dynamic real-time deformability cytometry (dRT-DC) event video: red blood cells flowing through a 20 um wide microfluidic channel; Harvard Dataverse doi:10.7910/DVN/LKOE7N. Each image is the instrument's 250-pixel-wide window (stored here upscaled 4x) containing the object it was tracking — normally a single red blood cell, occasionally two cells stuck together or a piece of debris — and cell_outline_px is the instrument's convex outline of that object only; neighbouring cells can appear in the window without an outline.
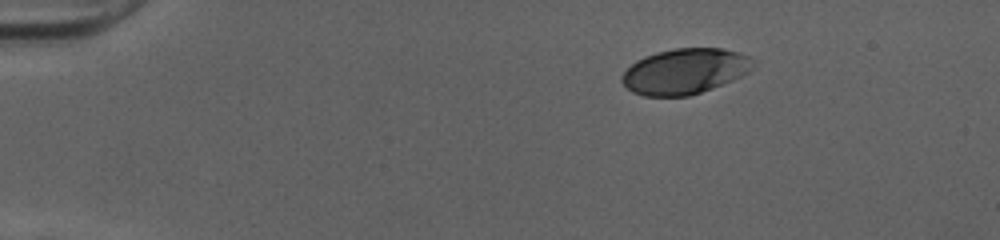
{"species": "human", "species_latin": "Homo sapiens", "temperature_condition": "cold", "stored_images_in_passage": 10, "camera_frame_rate_fps": 3000, "um_per_image_px": 0.085, "donor": {"sex": "female"}, "frame": {"image": 1, "passage_image": 1, "time_ms": 0.0, "image_size_px": [1000, 240], "cell_outline_px": [[756, 64], [748, 72], [732, 80], [712, 88], [688, 96], [644, 96], [632, 92], [620, 80], [620, 76], [636, 60], [644, 56], [656, 52], [676, 48], [720, 48], [736, 52], [748, 56]], "centroid_in_image_um": [58.19, 6.06], "position_along_channel_um": 26.8, "area_um2": 34.62}}
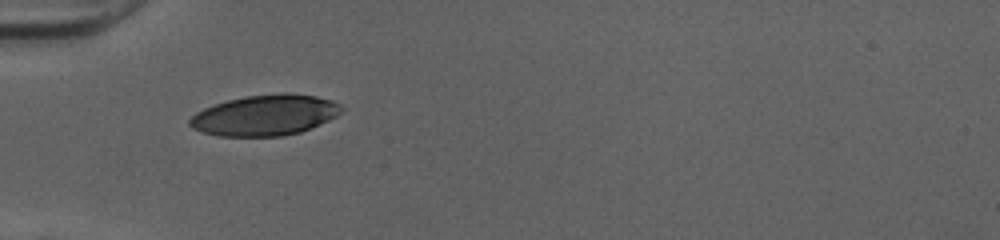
{"frame": {"image": 2, "passage_image": 10, "time_ms": 3.0, "image_size_px": [1000, 240], "cell_outline_px": [[344, 108], [336, 116], [328, 120], [300, 132], [280, 136], [220, 136], [204, 132], [192, 128], [188, 124], [188, 120], [196, 112], [204, 108], [228, 100], [248, 96], [280, 92], [288, 92], [316, 96], [332, 100], [340, 104]], "centroid_in_image_um": [22.53, 9.78], "position_along_channel_um": 62.5, "area_um2": 35.89}}